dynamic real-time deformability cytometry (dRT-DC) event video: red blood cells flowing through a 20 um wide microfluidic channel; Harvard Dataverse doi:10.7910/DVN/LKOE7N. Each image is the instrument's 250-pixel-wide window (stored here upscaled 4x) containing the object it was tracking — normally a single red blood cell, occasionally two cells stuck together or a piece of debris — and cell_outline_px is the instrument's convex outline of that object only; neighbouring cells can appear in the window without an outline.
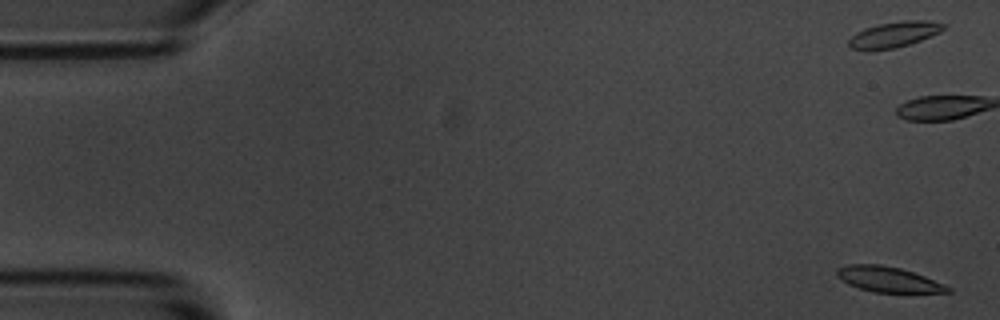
{"species": "common noctule bat (a hibernating species)", "species_latin": "Nyctalus noctula", "temperature_condition": "room temperature", "stored_images_in_passage": 6, "camera_frame_rate_fps": 3000, "um_per_image_px": 0.085, "animal": {"sex": "male", "body_mass_g": 20.1, "forearm_length_mm": 53.5}, "frame": {"image": 1, "passage_image": 1, "time_ms": 0.0, "image_size_px": [1000, 320], "cell_outline_px": [[952, 292], [872, 292], [848, 284], [840, 280], [836, 276], [836, 268], [848, 264], [880, 264], [900, 268], [924, 276], [944, 284], [952, 288]], "centroid_in_image_um": [75.45, 23.74], "position_along_channel_um": 9.5, "area_um2": 16.36}}